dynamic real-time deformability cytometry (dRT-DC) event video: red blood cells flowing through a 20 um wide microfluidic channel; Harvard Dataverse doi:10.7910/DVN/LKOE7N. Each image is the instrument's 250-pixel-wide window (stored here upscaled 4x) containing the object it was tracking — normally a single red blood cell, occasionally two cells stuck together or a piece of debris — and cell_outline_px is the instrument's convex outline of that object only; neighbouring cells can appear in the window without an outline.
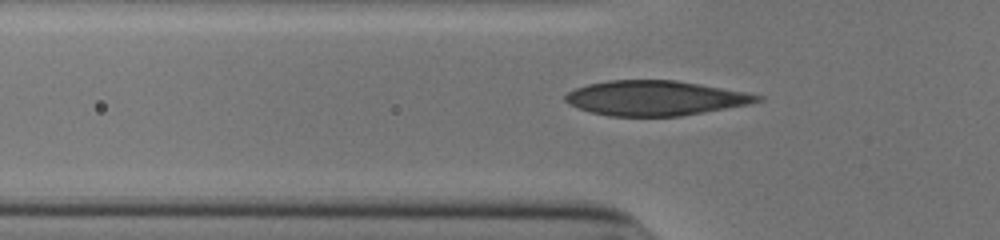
{"species": "human", "species_latin": "Homo sapiens", "temperature_condition": "cold", "stored_images_in_passage": 38, "camera_frame_rate_fps": 3000, "um_per_image_px": 0.085, "donor": {"sex": "male"}, "frame": {"image": 1, "passage_image": 4, "time_ms": 1.0, "image_size_px": [1000, 240], "cell_outline_px": [[764, 100], [752, 104], [680, 116], [608, 116], [592, 112], [568, 104], [564, 100], [564, 96], [568, 92], [576, 88], [588, 84], [608, 80], [676, 80], [744, 92], [764, 96]], "centroid_in_image_um": [55.71, 8.34], "position_along_channel_um": 70.1, "area_um2": 38.9}}
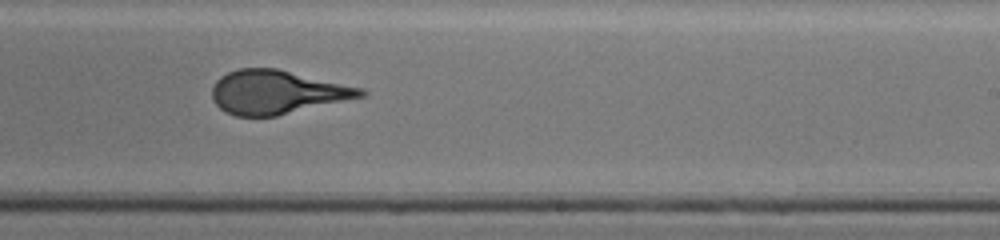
{"frame": {"image": 2, "passage_image": 19, "time_ms": 6.0, "image_size_px": [1000, 240], "cell_outline_px": [[368, 96], [276, 116], [236, 116], [224, 112], [212, 100], [212, 88], [216, 80], [220, 76], [228, 72], [240, 68], [276, 68], [364, 88], [368, 92]], "centroid_in_image_um": [23.57, 7.84], "position_along_channel_um": 265.4, "area_um2": 38.15}}
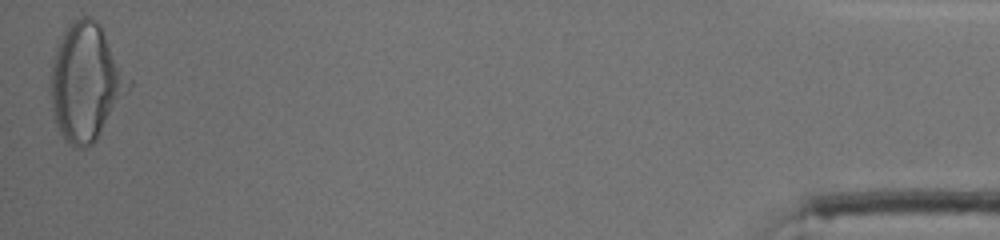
{"frame": {"image": 3, "passage_image": 38, "time_ms": 12.333, "image_size_px": [1000, 240], "cell_outline_px": [[132, 84], [128, 92], [96, 140], [92, 144], [84, 148], [72, 148], [64, 140], [56, 124], [52, 108], [48, 88], [52, 60], [56, 44], [68, 24], [72, 20], [80, 16], [88, 16], [96, 20], [100, 24], [132, 80]], "centroid_in_image_um": [7.28, 6.98], "position_along_channel_um": 427.9, "area_um2": 53.99}, "authors_computed_cell_mechanics": {"area_um2": 38.4081, "velocity_mm_per_s": 3.9173, "shape_relaxation_time_tau1_ms": 5.4582, "shape_relaxation_time_tau2_ms": null, "deformation_change_tau1": 0.206, "deformation_change_tau2": null}}